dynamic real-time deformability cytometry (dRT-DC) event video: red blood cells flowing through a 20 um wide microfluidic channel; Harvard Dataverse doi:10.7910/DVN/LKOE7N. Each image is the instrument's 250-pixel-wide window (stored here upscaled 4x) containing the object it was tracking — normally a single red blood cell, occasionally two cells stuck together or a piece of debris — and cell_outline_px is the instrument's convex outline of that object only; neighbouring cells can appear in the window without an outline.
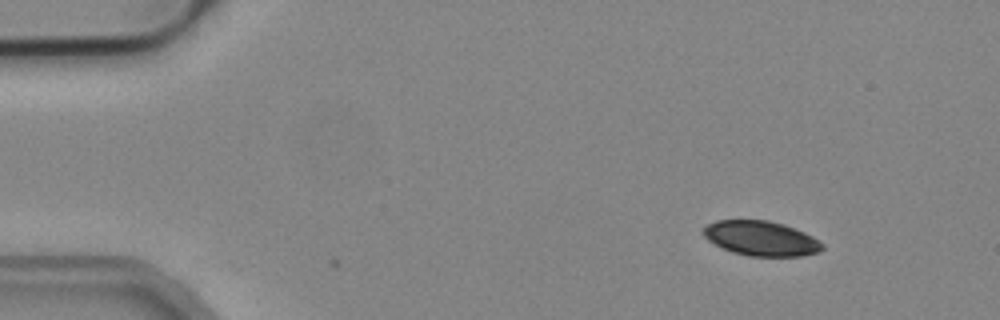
{"species": "common noctule bat (a hibernating species)", "species_latin": "Nyctalus noctula", "temperature_condition": "cold", "stored_images_in_passage": 2, "camera_frame_rate_fps": 3000, "um_per_image_px": 0.085, "animal": {"sex": "male", "body_mass_g": 19.2, "forearm_length_mm": 51.8}, "frame": {"image": 1, "passage_image": 1, "time_ms": 0.0, "image_size_px": [1000, 320], "cell_outline_px": [[824, 248], [820, 252], [804, 256], [748, 256], [732, 252], [708, 240], [700, 232], [700, 228], [716, 220], [768, 220], [784, 224], [796, 228], [812, 236], [824, 244]], "centroid_in_image_um": [64.69, 20.26], "position_along_channel_um": 20.3, "area_um2": 24.39}}